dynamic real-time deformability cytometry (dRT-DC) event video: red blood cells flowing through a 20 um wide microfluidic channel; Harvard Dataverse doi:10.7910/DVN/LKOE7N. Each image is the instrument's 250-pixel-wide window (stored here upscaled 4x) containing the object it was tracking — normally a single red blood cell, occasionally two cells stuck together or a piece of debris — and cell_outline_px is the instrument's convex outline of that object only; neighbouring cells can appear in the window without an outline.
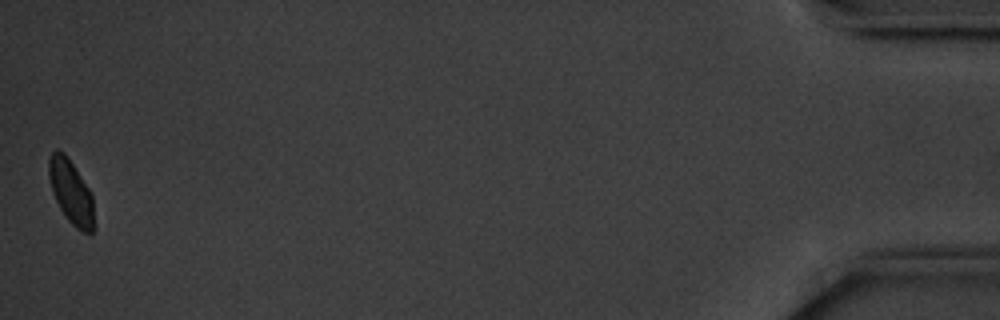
{"species": "common noctule bat (a hibernating species)", "species_latin": "Nyctalus noctula", "temperature_condition": "cold", "stored_images_in_passage": 56, "camera_frame_rate_fps": 3000, "um_per_image_px": 0.085, "animal": {"sex": "male", "body_mass_g": 20.1, "forearm_length_mm": 53.5}, "frame": {"image": 1, "passage_image": 56, "time_ms": 18.333, "image_size_px": [1000, 320], "cell_outline_px": [[96, 228], [92, 232], [84, 232], [76, 228], [68, 220], [60, 208], [52, 192], [48, 176], [48, 156], [56, 148], [64, 152], [88, 188], [92, 196]], "centroid_in_image_um": [6.03, 16.32], "position_along_channel_um": 429.2, "area_um2": 16.94}, "authors_computed_cell_mechanics": {"area_um2": 18.4382, "velocity_mm_per_s": 3.514, "shape_relaxation_time_tau1_ms": 1.9674, "shape_relaxation_time_tau2_ms": null, "deformation_change_tau1": 0.0677, "deformation_change_tau2": null}}